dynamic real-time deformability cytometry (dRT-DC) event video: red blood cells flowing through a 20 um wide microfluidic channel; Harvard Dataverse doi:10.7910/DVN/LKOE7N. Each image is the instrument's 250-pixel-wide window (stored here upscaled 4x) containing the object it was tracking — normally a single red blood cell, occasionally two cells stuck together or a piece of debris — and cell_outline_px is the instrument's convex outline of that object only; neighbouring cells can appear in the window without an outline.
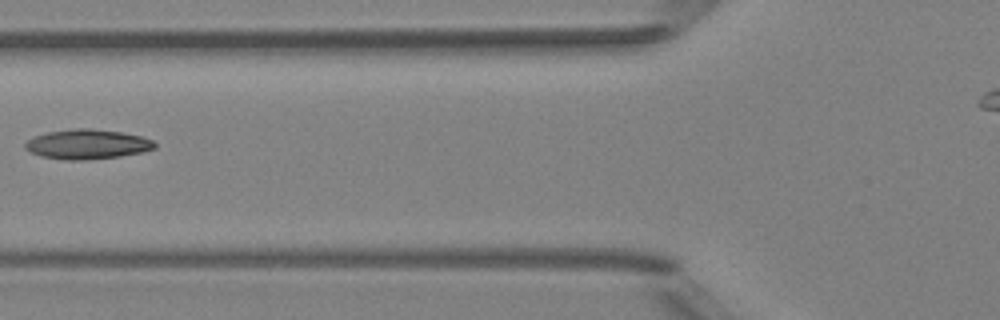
{"species": "Egyptian fruit bat (a non-hibernating species)", "species_latin": "Rousettus aegyptiacus", "temperature_condition": "room temperature", "stored_images_in_passage": 3, "camera_frame_rate_fps": 3000, "um_per_image_px": 0.085, "animal": {"sex": "female"}, "frame": {"image": 1, "passage_image": 3, "time_ms": 2.0, "image_size_px": [1000, 320], "cell_outline_px": [[156, 148], [140, 152], [120, 156], [88, 160], [64, 160], [40, 156], [24, 148], [24, 144], [32, 136], [48, 132], [76, 128], [88, 128], [120, 132], [140, 136], [152, 140], [156, 144]], "centroid_in_image_um": [7.38, 12.26], "position_along_channel_um": 118.4, "area_um2": 22.37}}